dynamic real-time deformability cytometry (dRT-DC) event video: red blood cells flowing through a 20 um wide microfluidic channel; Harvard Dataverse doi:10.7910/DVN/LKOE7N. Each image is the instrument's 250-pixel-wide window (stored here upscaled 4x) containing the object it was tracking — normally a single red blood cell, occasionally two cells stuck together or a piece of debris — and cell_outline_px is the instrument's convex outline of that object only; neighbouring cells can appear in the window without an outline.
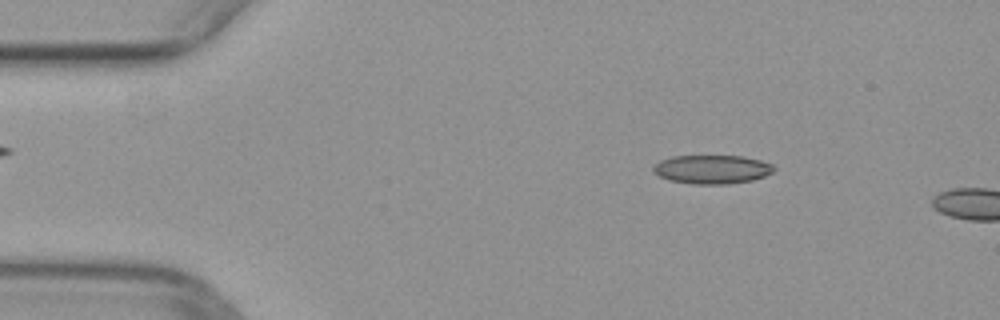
{"species": "common noctule bat (a hibernating species)", "species_latin": "Nyctalus noctula", "temperature_condition": "warm", "stored_images_in_passage": 10, "camera_frame_rate_fps": 3000, "um_per_image_px": 0.085, "animal": {"sex": "female", "body_mass_g": 29.2, "forearm_length_mm": 56.3}, "frame": {"image": 1, "passage_image": 7, "time_ms": 2.0, "image_size_px": [1000, 320], "cell_outline_px": [[776, 168], [772, 172], [764, 176], [752, 180], [728, 184], [692, 184], [668, 180], [652, 172], [652, 168], [660, 160], [672, 156], [744, 156], [760, 160], [772, 164]], "centroid_in_image_um": [60.51, 14.39], "position_along_channel_um": 24.5, "area_um2": 20.29}}